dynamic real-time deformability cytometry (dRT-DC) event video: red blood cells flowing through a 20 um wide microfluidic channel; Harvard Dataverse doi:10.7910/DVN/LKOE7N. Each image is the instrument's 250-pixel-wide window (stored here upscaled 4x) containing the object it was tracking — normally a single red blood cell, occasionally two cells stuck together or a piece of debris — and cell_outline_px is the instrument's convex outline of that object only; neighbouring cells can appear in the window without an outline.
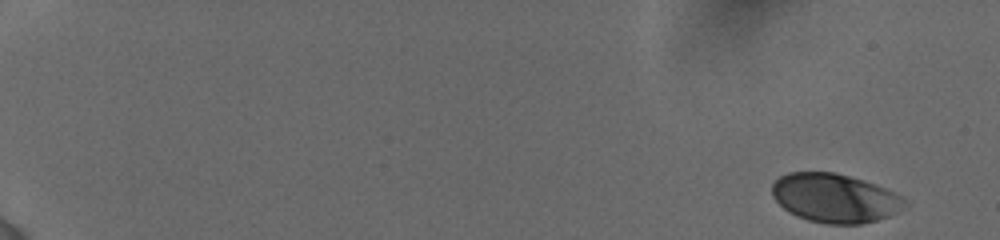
{"species": "human", "species_latin": "Homo sapiens", "temperature_condition": "cold", "stored_images_in_passage": 40, "camera_frame_rate_fps": 3000, "um_per_image_px": 0.085, "donor": {"sex": "female"}, "frame": {"image": 1, "passage_image": 1, "time_ms": 0.0, "image_size_px": [1000, 240], "cell_outline_px": [[908, 204], [896, 212], [888, 216], [876, 220], [860, 224], [824, 224], [808, 220], [796, 216], [788, 212], [772, 196], [772, 184], [780, 176], [788, 172], [836, 172], [864, 180], [876, 184], [896, 192], [904, 196], [908, 200]], "centroid_in_image_um": [70.98, 16.83], "position_along_channel_um": 14.0, "area_um2": 38.15}}
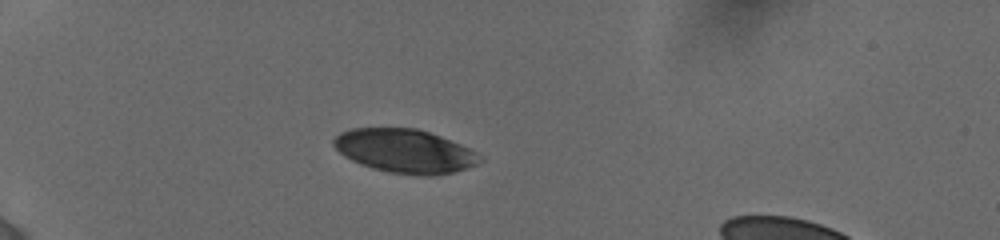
{"frame": {"image": 2, "passage_image": 35, "time_ms": 5.0, "image_size_px": [1000, 240], "cell_outline_px": [[484, 160], [468, 168], [452, 172], [432, 176], [416, 176], [388, 172], [372, 168], [360, 164], [344, 156], [332, 144], [332, 140], [340, 132], [352, 128], [416, 128], [440, 136], [460, 144], [476, 152]], "centroid_in_image_um": [34.4, 12.85], "position_along_channel_um": 50.6, "area_um2": 37.28}}